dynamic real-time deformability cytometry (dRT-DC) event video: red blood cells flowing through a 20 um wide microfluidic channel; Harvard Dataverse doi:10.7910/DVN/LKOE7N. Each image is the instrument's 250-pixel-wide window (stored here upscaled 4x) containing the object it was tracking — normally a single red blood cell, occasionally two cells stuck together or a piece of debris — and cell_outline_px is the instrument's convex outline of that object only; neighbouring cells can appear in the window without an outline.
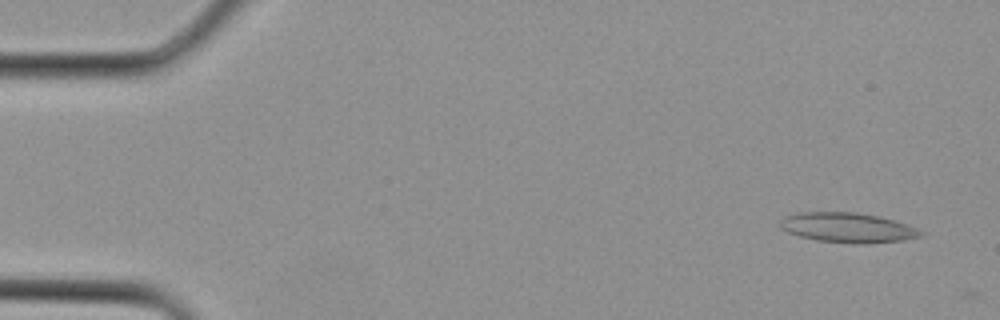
{"species": "Egyptian fruit bat (a non-hibernating species)", "species_latin": "Rousettus aegyptiacus", "temperature_condition": "cold", "stored_images_in_passage": 2, "camera_frame_rate_fps": 3000, "um_per_image_px": 0.085, "animal": {"sex": "female"}, "frame": {"image": 1, "passage_image": 1, "time_ms": 0.0, "image_size_px": [1000, 320], "cell_outline_px": [[924, 232], [920, 236], [904, 240], [816, 240], [800, 236], [788, 232], [780, 228], [780, 220], [784, 216], [800, 212], [856, 212], [880, 216], [920, 228]], "centroid_in_image_um": [72.01, 19.27], "position_along_channel_um": 13.0, "area_um2": 23.24}}